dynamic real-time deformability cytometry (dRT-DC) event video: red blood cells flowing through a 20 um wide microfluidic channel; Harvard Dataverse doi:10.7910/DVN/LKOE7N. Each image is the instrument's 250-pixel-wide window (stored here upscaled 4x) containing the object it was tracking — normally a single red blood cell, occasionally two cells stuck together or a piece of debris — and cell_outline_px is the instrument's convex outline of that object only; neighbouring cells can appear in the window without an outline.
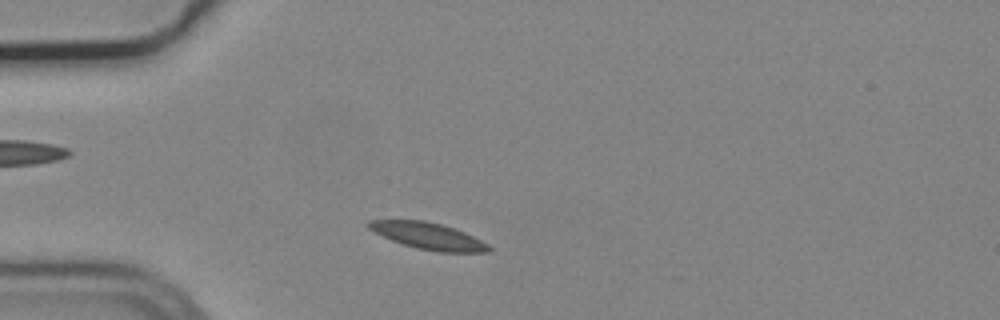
{"species": "common noctule bat (a hibernating species)", "species_latin": "Nyctalus noctula", "temperature_condition": "cold", "stored_images_in_passage": 41, "camera_frame_rate_fps": 3000, "um_per_image_px": 0.085, "animal": {"sex": "male", "body_mass_g": 19.2, "forearm_length_mm": 51.8}, "frame": {"image": 1, "passage_image": 5, "time_ms": 1.333, "image_size_px": [1000, 320], "cell_outline_px": [[492, 248], [488, 252], [440, 252], [416, 248], [392, 240], [368, 228], [364, 224], [368, 220], [424, 220], [440, 224], [464, 232], [488, 244]], "centroid_in_image_um": [36.38, 20.05], "position_along_channel_um": 48.6, "area_um2": 18.38}}
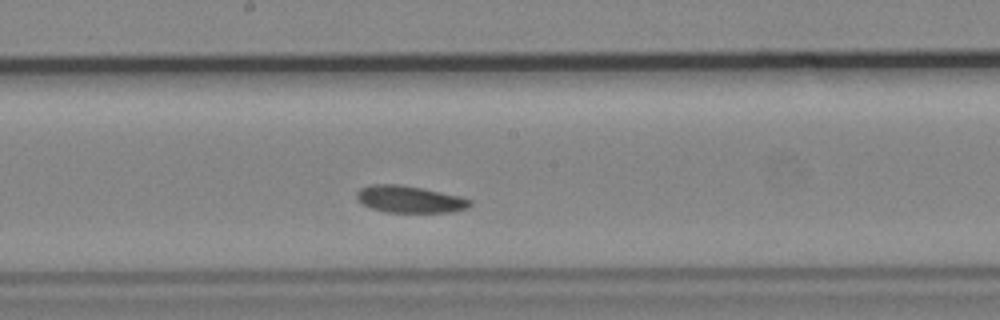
{"frame": {"image": 2, "passage_image": 20, "time_ms": 6.333, "image_size_px": [1000, 320], "cell_outline_px": [[472, 204], [468, 208], [452, 212], [388, 212], [372, 208], [356, 200], [356, 192], [360, 188], [372, 184], [400, 184], [460, 196], [472, 200]], "centroid_in_image_um": [34.82, 16.93], "position_along_channel_um": 213.4, "area_um2": 17.74}}
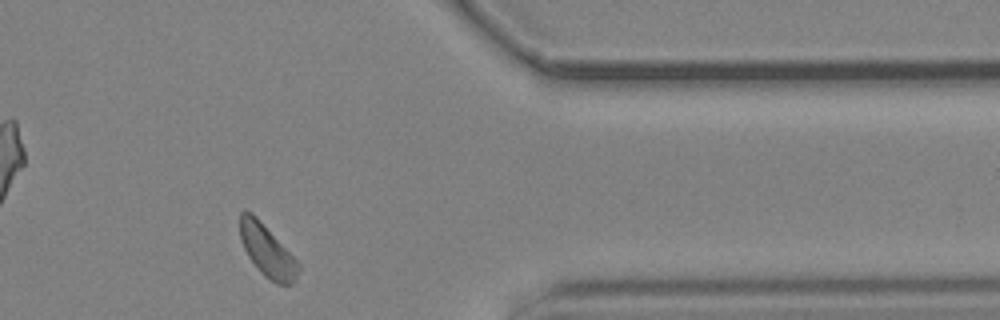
{"frame": {"image": 3, "passage_image": 36, "time_ms": 11.667, "image_size_px": [1000, 320], "cell_outline_px": [[300, 268], [296, 280], [292, 284], [276, 284], [264, 276], [260, 272], [248, 256], [240, 240], [240, 212], [244, 208], [252, 212], [256, 216], [300, 264]], "centroid_in_image_um": [22.69, 21.31], "position_along_channel_um": 388.7, "area_um2": 17.63}, "authors_computed_cell_mechanics": {"area_um2": 17.918, "velocity_mm_per_s": 3.6389, "shape_relaxation_time_tau1_ms": 9.1232, "shape_relaxation_time_tau2_ms": 9.2494, "deformation_change_tau1": 0.0958, "deformation_change_tau2": 0.1409}}